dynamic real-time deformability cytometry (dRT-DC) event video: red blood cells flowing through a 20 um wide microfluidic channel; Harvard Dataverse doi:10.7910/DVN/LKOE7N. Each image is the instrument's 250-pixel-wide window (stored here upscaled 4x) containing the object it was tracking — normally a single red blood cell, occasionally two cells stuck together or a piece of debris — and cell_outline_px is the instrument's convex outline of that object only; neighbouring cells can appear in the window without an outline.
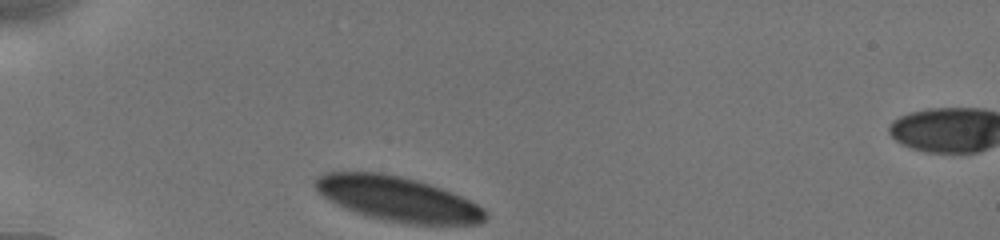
{"species": "human", "species_latin": "Homo sapiens", "temperature_condition": "cold", "stored_images_in_passage": 6, "camera_frame_rate_fps": 3000, "um_per_image_px": 0.085, "donor": {"sex": "male"}, "frame": {"image": 1, "passage_image": 1, "time_ms": 0.0, "image_size_px": [1000, 240], "cell_outline_px": [[488, 216], [480, 224], [404, 224], [364, 216], [336, 204], [320, 196], [312, 184], [312, 180], [316, 176], [324, 172], [380, 172], [400, 176], [416, 180], [452, 192], [484, 208], [488, 212]], "centroid_in_image_um": [33.74, 16.91], "position_along_channel_um": 51.3, "area_um2": 44.68}}
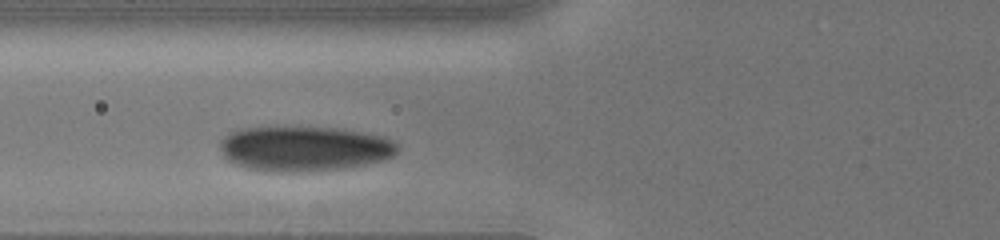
{"frame": {"image": 2, "passage_image": 5, "time_ms": 2.0, "image_size_px": [1000, 240], "cell_outline_px": [[396, 152], [392, 156], [384, 160], [344, 168], [308, 172], [268, 172], [248, 168], [236, 164], [228, 160], [224, 156], [220, 148], [220, 140], [228, 132], [240, 128], [332, 128], [380, 136], [396, 144]], "centroid_in_image_um": [25.77, 12.66], "position_along_channel_um": 100.0, "area_um2": 46.01}}
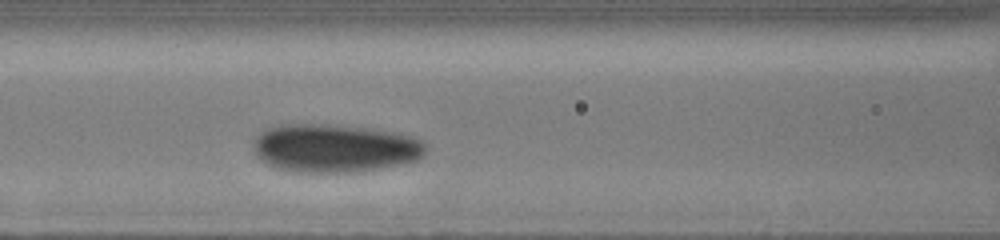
{"frame": {"image": 3, "passage_image": 6, "time_ms": 3.0, "image_size_px": [1000, 240], "cell_outline_px": [[424, 156], [416, 160], [400, 164], [356, 172], [296, 172], [276, 168], [260, 160], [256, 156], [252, 144], [260, 132], [268, 128], [280, 124], [328, 124], [372, 128], [396, 132], [416, 136], [424, 144]], "centroid_in_image_um": [28.43, 12.58], "position_along_channel_um": 138.2, "area_um2": 48.78}}